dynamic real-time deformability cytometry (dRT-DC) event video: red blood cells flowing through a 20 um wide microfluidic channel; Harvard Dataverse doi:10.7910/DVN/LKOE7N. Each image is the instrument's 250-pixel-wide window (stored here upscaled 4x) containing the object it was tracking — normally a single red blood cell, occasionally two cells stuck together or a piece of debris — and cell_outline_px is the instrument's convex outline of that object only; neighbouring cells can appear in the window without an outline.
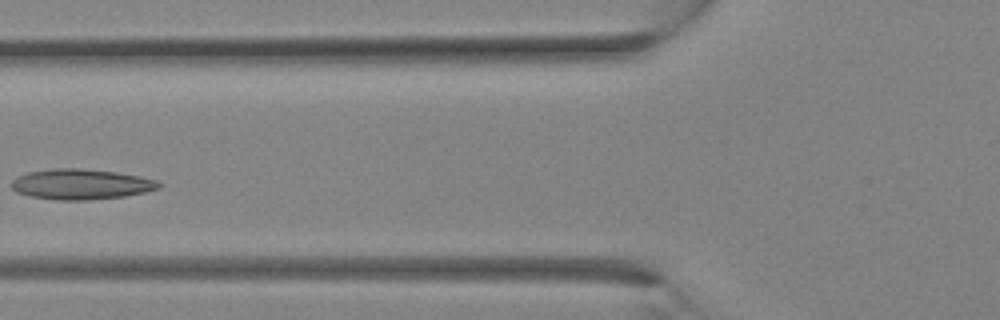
{"species": "Egyptian fruit bat (a non-hibernating species)", "species_latin": "Rousettus aegyptiacus", "temperature_condition": "room temperature", "stored_images_in_passage": 10, "camera_frame_rate_fps": 3000, "um_per_image_px": 0.085, "animal": {"sex": "female"}, "frame": {"image": 1, "passage_image": 9, "time_ms": 2.667, "image_size_px": [1000, 320], "cell_outline_px": [[164, 184], [160, 188], [144, 192], [124, 196], [88, 200], [56, 200], [28, 196], [16, 192], [12, 188], [12, 180], [16, 176], [28, 172], [56, 168], [76, 168], [116, 172], [140, 176], [156, 180]], "centroid_in_image_um": [6.88, 15.66], "position_along_channel_um": 118.9, "area_um2": 26.18}}